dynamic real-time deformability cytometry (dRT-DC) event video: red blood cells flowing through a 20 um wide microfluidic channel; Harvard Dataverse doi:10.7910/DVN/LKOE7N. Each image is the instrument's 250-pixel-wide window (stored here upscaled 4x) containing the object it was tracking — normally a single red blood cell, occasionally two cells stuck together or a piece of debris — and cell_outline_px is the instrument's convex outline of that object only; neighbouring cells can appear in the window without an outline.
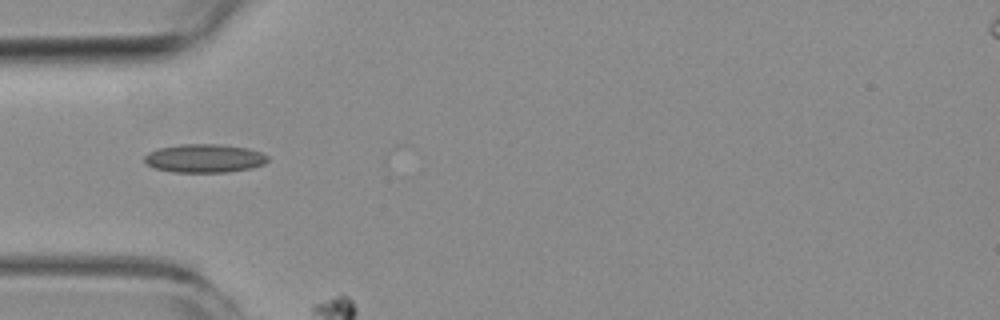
{"species": "common noctule bat (a hibernating species)", "species_latin": "Nyctalus noctula", "temperature_condition": "room temperature", "stored_images_in_passage": 6, "camera_frame_rate_fps": 3000, "um_per_image_px": 0.085, "animal": {"sex": "female", "body_mass_g": 19.3, "forearm_length_mm": 54.1}, "frame": {"image": 1, "passage_image": 3, "time_ms": 3.667, "image_size_px": [1000, 320], "cell_outline_px": [[268, 160], [264, 164], [252, 168], [228, 172], [172, 172], [156, 168], [148, 164], [144, 160], [144, 156], [148, 152], [160, 148], [180, 144], [220, 144], [248, 148], [260, 152], [268, 156]], "centroid_in_image_um": [17.4, 13.45], "position_along_channel_um": 67.6, "area_um2": 20.46}}